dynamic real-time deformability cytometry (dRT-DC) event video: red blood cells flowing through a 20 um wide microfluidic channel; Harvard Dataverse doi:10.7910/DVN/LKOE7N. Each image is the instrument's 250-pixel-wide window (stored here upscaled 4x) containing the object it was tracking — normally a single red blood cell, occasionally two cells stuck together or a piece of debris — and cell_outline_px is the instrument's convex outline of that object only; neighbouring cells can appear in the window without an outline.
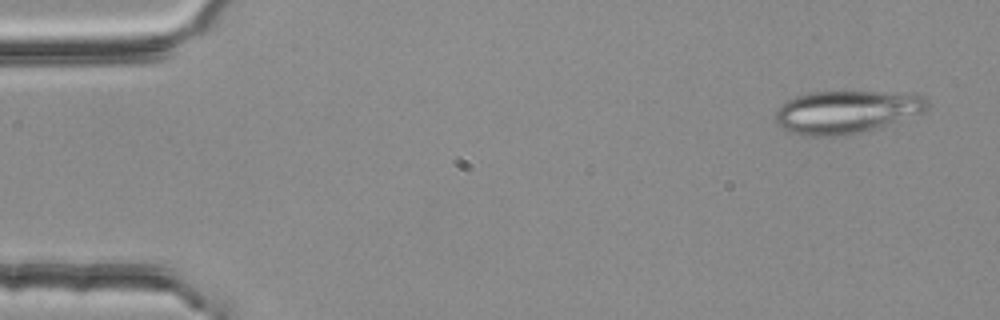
{"species": "common noctule bat (a hibernating species)", "species_latin": "Nyctalus noctula", "temperature_condition": "room temperature", "stored_images_in_passage": 5, "camera_frame_rate_fps": 3000, "um_per_image_px": 0.085, "animal": {"sex": "female", "body_mass_g": 25.1}, "frame": {"image": 1, "passage_image": 1, "time_ms": 0.0, "image_size_px": [1000, 320], "cell_outline_px": [[928, 108], [924, 112], [864, 132], [844, 136], [804, 136], [788, 132], [776, 124], [776, 112], [780, 104], [784, 100], [808, 92], [916, 92], [924, 96], [928, 100]], "centroid_in_image_um": [71.94, 9.51], "position_along_channel_um": 13.1, "area_um2": 38.55}}